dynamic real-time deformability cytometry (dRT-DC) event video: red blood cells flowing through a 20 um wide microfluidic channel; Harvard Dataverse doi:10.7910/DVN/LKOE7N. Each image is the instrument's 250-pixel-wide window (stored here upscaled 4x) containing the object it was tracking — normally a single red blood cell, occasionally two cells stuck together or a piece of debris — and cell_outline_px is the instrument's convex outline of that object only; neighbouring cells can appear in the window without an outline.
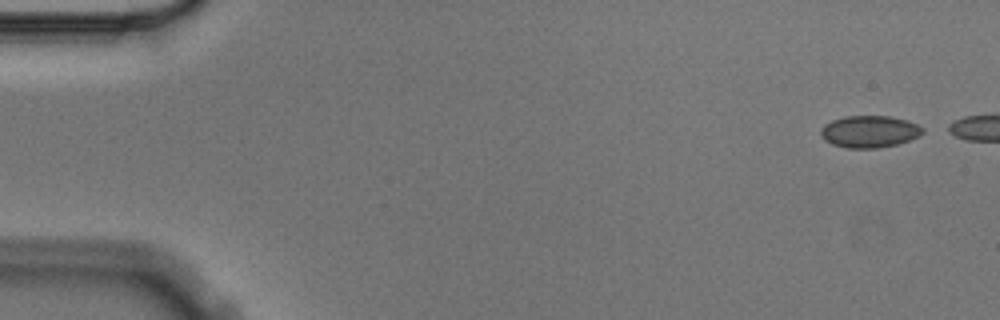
{"species": "Egyptian fruit bat (a non-hibernating species)", "species_latin": "Rousettus aegyptiacus", "temperature_condition": "cold", "stored_images_in_passage": 2, "camera_frame_rate_fps": 3000, "um_per_image_px": 0.085, "animal": {"sex": "male"}, "frame": {"image": 1, "passage_image": 1, "time_ms": 0.0, "image_size_px": [1000, 320], "cell_outline_px": [[924, 132], [920, 136], [896, 144], [876, 148], [848, 148], [832, 144], [824, 140], [820, 136], [820, 128], [824, 124], [832, 120], [844, 116], [892, 116], [908, 120], [924, 128]], "centroid_in_image_um": [73.88, 11.17], "position_along_channel_um": 11.1, "area_um2": 19.13}}